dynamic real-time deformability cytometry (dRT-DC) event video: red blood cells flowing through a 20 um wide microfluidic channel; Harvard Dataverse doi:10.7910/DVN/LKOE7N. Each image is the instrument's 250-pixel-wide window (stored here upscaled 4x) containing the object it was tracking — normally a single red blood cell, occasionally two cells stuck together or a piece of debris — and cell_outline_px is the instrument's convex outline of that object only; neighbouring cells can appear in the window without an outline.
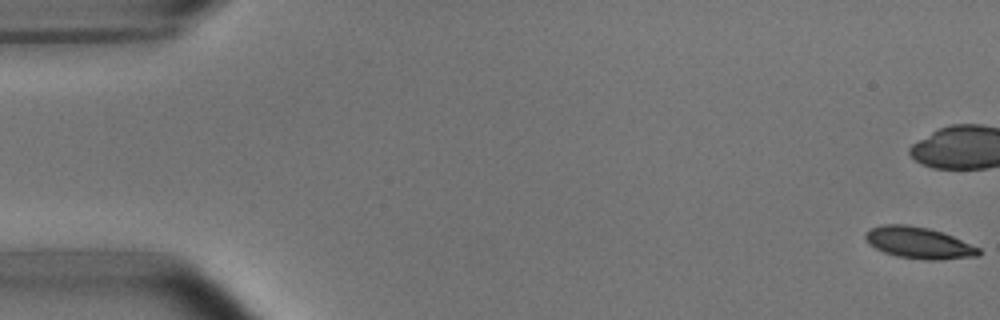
{"species": "common noctule bat (a hibernating species)", "species_latin": "Nyctalus noctula", "temperature_condition": "room temperature", "stored_images_in_passage": 5, "camera_frame_rate_fps": 3000, "um_per_image_px": 0.085, "animal": {"sex": "male", "body_mass_g": 15.6}, "frame": {"image": 1, "passage_image": 1, "time_ms": 0.0, "image_size_px": [1000, 320], "cell_outline_px": [[980, 256], [940, 260], [924, 260], [896, 256], [884, 252], [868, 244], [864, 236], [864, 232], [872, 228], [884, 224], [904, 224], [928, 228], [952, 236], [980, 248]], "centroid_in_image_um": [78.08, 20.65], "position_along_channel_um": 6.9, "area_um2": 20.81}}